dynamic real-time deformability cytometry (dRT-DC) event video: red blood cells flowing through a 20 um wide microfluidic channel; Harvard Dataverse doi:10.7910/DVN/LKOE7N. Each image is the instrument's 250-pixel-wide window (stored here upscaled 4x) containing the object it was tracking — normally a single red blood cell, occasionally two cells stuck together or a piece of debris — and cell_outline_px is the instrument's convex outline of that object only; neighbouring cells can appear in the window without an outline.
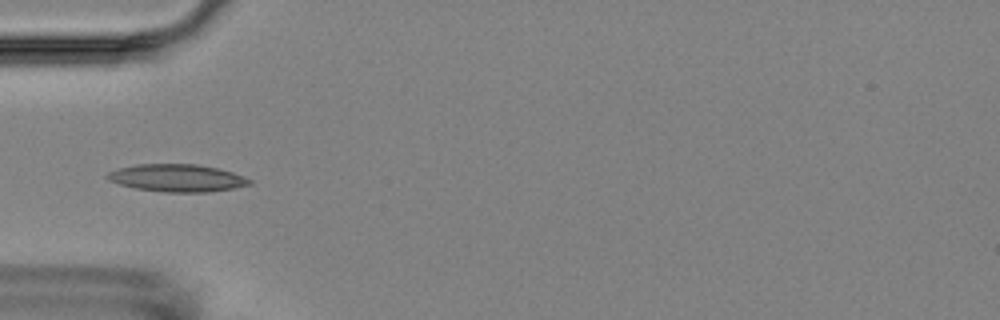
{"species": "Egyptian fruit bat (a non-hibernating species)", "species_latin": "Rousettus aegyptiacus", "temperature_condition": "room temperature", "stored_images_in_passage": 7, "camera_frame_rate_fps": 3000, "um_per_image_px": 0.085, "animal": {"sex": "female"}, "frame": {"image": 1, "passage_image": 4, "time_ms": 4.333, "image_size_px": [1000, 320], "cell_outline_px": [[252, 184], [232, 188], [208, 192], [164, 192], [132, 188], [108, 180], [104, 176], [108, 172], [120, 168], [136, 164], [196, 164], [216, 168], [232, 172], [244, 176], [252, 180]], "centroid_in_image_um": [15.03, 15.13], "position_along_channel_um": 70.0, "area_um2": 22.77}}
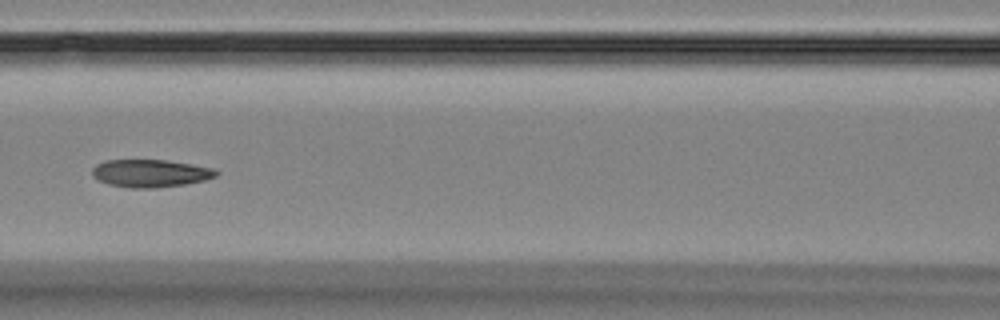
{"frame": {"image": 2, "passage_image": 6, "time_ms": 6.667, "image_size_px": [1000, 320], "cell_outline_px": [[220, 172], [216, 176], [204, 180], [184, 184], [156, 188], [132, 188], [108, 184], [96, 180], [92, 176], [92, 168], [96, 164], [104, 160], [164, 160], [216, 168]], "centroid_in_image_um": [12.76, 14.73], "position_along_channel_um": 153.8, "area_um2": 20.11}}
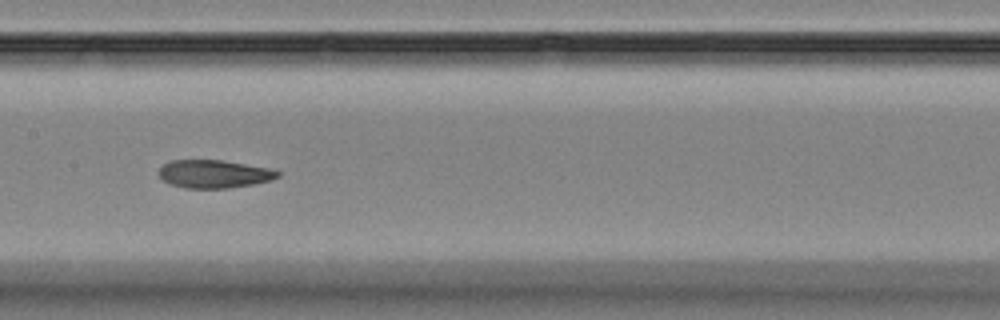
{"frame": {"image": 3, "passage_image": 7, "time_ms": 7.667, "image_size_px": [1000, 320], "cell_outline_px": [[280, 176], [272, 180], [252, 184], [228, 188], [184, 188], [168, 184], [156, 172], [164, 164], [172, 160], [220, 160], [276, 168], [280, 172]], "centroid_in_image_um": [18.23, 14.78], "position_along_channel_um": 189.2, "area_um2": 19.71}}